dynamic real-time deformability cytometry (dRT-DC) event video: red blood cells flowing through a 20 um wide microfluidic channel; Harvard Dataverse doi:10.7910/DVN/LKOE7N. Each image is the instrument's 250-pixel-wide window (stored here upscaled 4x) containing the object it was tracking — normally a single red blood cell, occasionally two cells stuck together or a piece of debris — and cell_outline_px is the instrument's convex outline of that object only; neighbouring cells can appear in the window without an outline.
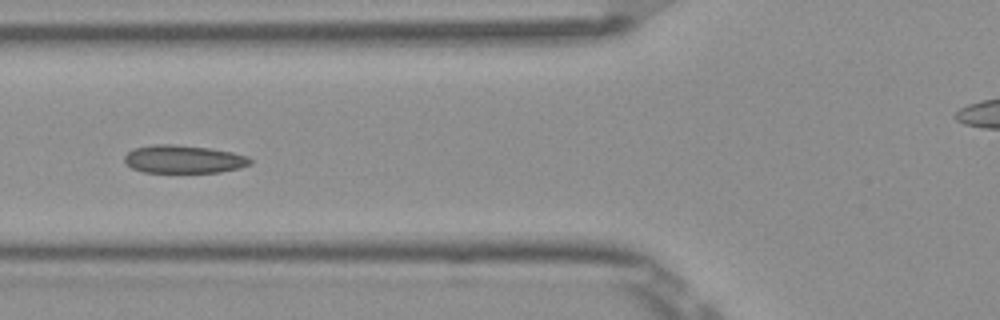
{"species": "Egyptian fruit bat (a non-hibernating species)", "species_latin": "Rousettus aegyptiacus", "temperature_condition": "room temperature", "stored_images_in_passage": 7, "camera_frame_rate_fps": 3000, "um_per_image_px": 0.085, "frame": {"image": 1, "passage_image": 7, "time_ms": 2.0, "image_size_px": [1000, 320], "cell_outline_px": [[252, 164], [240, 168], [220, 172], [144, 172], [132, 168], [124, 160], [124, 156], [132, 148], [152, 144], [172, 144], [208, 148], [232, 152], [248, 156], [252, 160]], "centroid_in_image_um": [15.61, 13.53], "position_along_channel_um": 110.2, "area_um2": 20.58}}